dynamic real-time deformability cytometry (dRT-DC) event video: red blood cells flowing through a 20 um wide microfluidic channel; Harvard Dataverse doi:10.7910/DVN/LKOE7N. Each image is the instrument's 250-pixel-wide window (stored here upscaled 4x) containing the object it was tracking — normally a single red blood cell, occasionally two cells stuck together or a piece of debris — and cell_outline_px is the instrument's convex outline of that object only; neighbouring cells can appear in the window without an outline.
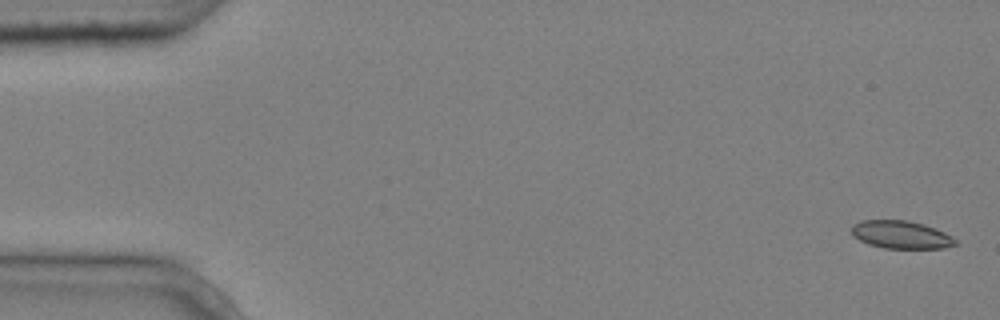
{"species": "common noctule bat (a hibernating species)", "species_latin": "Nyctalus noctula", "temperature_condition": "cold", "stored_images_in_passage": 5, "camera_frame_rate_fps": 3000, "um_per_image_px": 0.085, "animal": {"sex": "male", "body_mass_g": 20.4}, "frame": {"image": 1, "passage_image": 1, "time_ms": 0.0, "image_size_px": [1000, 320], "cell_outline_px": [[956, 244], [944, 248], [884, 248], [868, 244], [852, 236], [852, 224], [860, 220], [908, 220], [924, 224], [936, 228], [952, 236], [956, 240]], "centroid_in_image_um": [76.57, 19.94], "position_along_channel_um": 8.4, "area_um2": 16.94}}
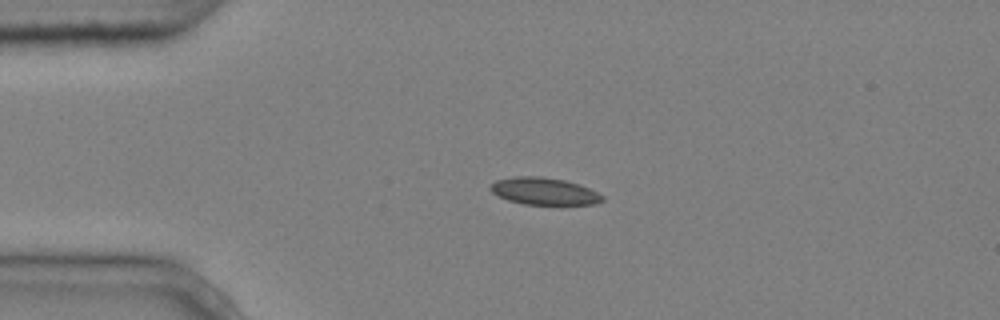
{"frame": {"image": 2, "passage_image": 4, "time_ms": 1.0, "image_size_px": [1000, 320], "cell_outline_px": [[604, 200], [596, 204], [560, 208], [524, 204], [508, 200], [492, 192], [488, 188], [496, 180], [512, 176], [540, 176], [564, 180], [580, 184], [604, 196]], "centroid_in_image_um": [46.32, 16.31], "position_along_channel_um": 38.7, "area_um2": 18.67}}